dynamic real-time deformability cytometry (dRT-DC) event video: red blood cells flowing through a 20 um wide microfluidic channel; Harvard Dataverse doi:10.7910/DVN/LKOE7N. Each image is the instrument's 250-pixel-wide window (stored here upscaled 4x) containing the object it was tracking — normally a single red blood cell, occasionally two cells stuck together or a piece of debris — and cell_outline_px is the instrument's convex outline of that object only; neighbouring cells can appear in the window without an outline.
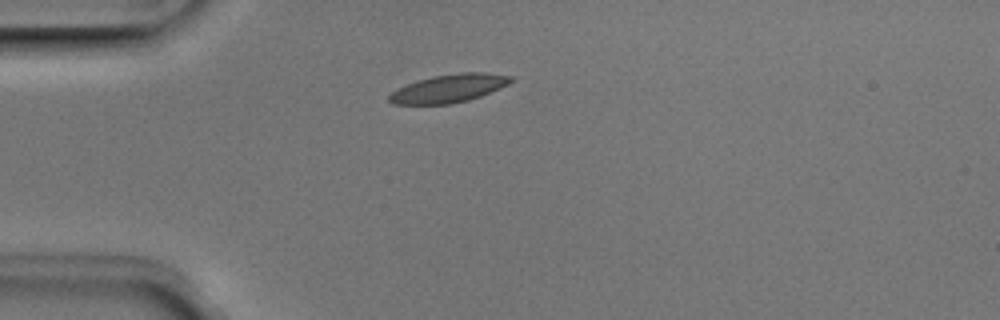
{"species": "Egyptian fruit bat (a non-hibernating species)", "species_latin": "Rousettus aegyptiacus", "temperature_condition": "room temperature", "stored_images_in_passage": 1, "camera_frame_rate_fps": 3000, "um_per_image_px": 0.085, "animal": {"sex": "male"}, "frame": {"image": 1, "passage_image": 1, "time_ms": 0.0, "image_size_px": [1000, 320], "cell_outline_px": [[516, 80], [500, 88], [480, 96], [468, 100], [448, 104], [392, 104], [388, 100], [388, 96], [396, 88], [416, 80], [432, 76], [460, 72], [484, 72], [516, 76]], "centroid_in_image_um": [38.17, 7.49], "position_along_channel_um": 46.8, "area_um2": 20.23}}